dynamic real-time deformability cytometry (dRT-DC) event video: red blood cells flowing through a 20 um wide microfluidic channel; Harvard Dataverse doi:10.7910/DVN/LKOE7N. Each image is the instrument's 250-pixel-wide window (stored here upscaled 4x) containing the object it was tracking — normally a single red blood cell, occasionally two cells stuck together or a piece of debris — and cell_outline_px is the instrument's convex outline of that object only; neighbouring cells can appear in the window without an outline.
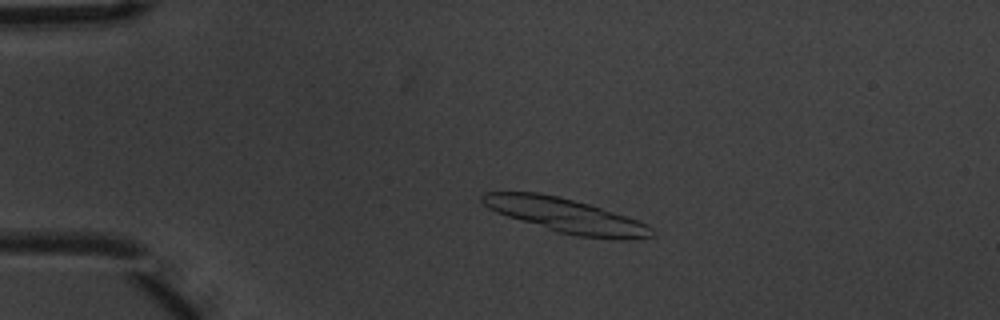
{"species": "common noctule bat (a hibernating species)", "species_latin": "Nyctalus noctula", "temperature_condition": "warm", "stored_images_in_passage": 5, "camera_frame_rate_fps": 3000, "um_per_image_px": 0.085, "animal": {"sex": "male", "body_mass_g": 20.1, "forearm_length_mm": 53.5}, "frame": {"image": 1, "passage_image": 4, "time_ms": 1.0, "image_size_px": [1000, 320], "cell_outline_px": [[656, 236], [628, 240], [616, 240], [576, 236], [556, 232], [496, 212], [488, 208], [480, 200], [480, 196], [484, 192], [540, 192], [560, 196], [588, 204], [648, 224], [652, 228]], "centroid_in_image_um": [48.11, 18.33], "position_along_channel_um": 36.9, "area_um2": 33.93}}